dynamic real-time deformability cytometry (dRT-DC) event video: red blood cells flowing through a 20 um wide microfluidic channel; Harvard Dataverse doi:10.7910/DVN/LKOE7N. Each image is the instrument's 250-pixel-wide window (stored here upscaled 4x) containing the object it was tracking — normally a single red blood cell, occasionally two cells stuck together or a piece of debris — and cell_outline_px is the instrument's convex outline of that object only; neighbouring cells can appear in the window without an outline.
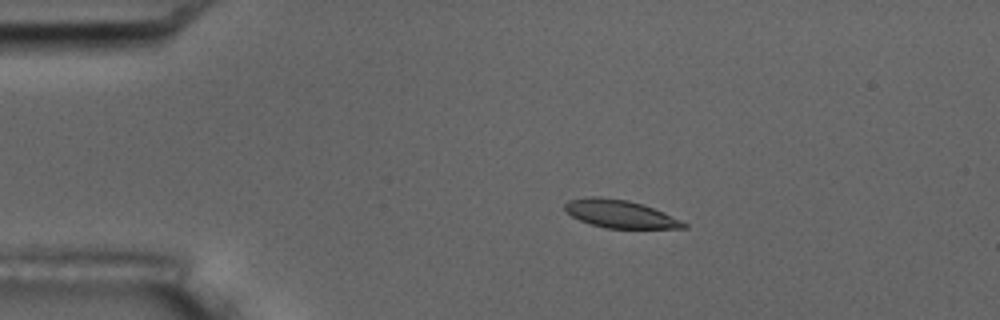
{"species": "common noctule bat (a hibernating species)", "species_latin": "Nyctalus noctula", "temperature_condition": "room temperature", "stored_images_in_passage": 7, "camera_frame_rate_fps": 3000, "um_per_image_px": 0.085, "animal": {"sex": "male", "body_mass_g": 17.5, "forearm_length_mm": 52.3}, "frame": {"image": 1, "passage_image": 4, "time_ms": 3.333, "image_size_px": [1000, 320], "cell_outline_px": [[688, 228], [604, 228], [580, 220], [572, 216], [564, 208], [564, 204], [568, 200], [588, 196], [600, 196], [628, 200], [664, 212], [688, 224]], "centroid_in_image_um": [52.68, 18.17], "position_along_channel_um": 32.3, "area_um2": 19.19}}
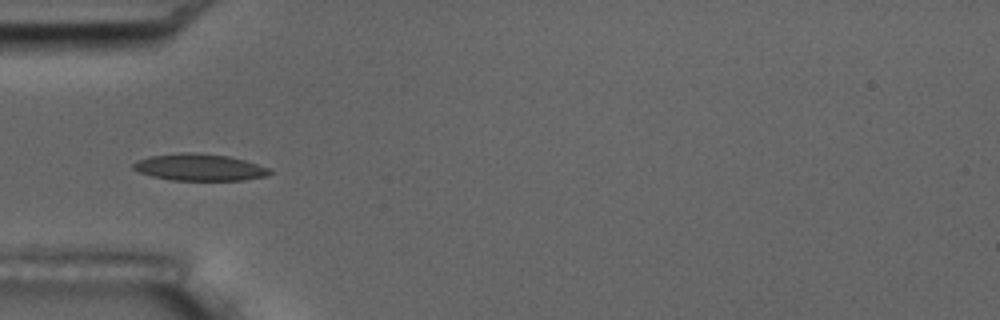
{"frame": {"image": 2, "passage_image": 6, "time_ms": 5.667, "image_size_px": [1000, 320], "cell_outline_px": [[272, 172], [264, 176], [244, 180], [172, 180], [152, 176], [140, 172], [132, 168], [132, 164], [136, 160], [148, 156], [180, 152], [196, 152], [228, 156], [244, 160], [268, 168]], "centroid_in_image_um": [16.89, 14.21], "position_along_channel_um": 68.1, "area_um2": 21.27}}